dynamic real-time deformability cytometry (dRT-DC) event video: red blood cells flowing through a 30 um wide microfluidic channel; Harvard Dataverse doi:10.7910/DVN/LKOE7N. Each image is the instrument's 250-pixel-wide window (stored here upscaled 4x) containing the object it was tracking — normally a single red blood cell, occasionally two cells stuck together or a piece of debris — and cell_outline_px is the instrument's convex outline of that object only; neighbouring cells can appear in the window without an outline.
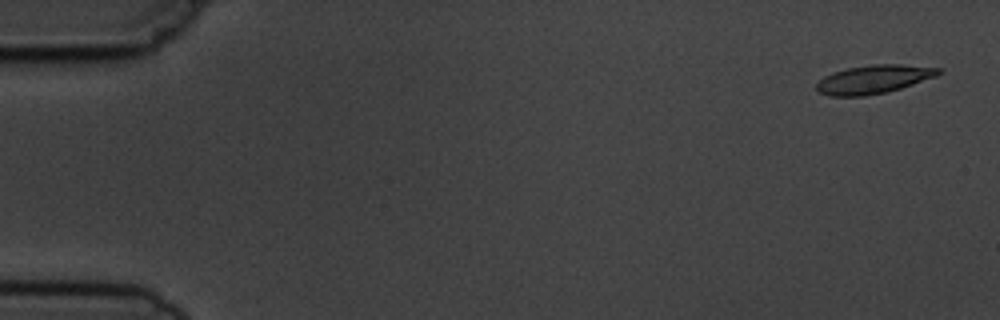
{"species": "common noctule bat (a hibernating species)", "species_latin": "Nyctalus noctula", "temperature_condition": "cold", "stored_images_in_passage": 5, "camera_frame_rate_fps": 3000, "um_per_image_px": 0.085, "animal": {"sex": "male", "body_mass_g": 19.5, "forearm_length_mm": 54.6}, "frame": {"image": 1, "passage_image": 1, "time_ms": 0.0, "image_size_px": [1000, 320], "cell_outline_px": [[940, 72], [936, 76], [900, 88], [884, 92], [864, 96], [828, 96], [820, 92], [816, 88], [816, 84], [824, 76], [832, 72], [848, 68], [872, 64], [900, 64], [940, 68]], "centroid_in_image_um": [74.22, 6.73], "position_along_channel_um": 10.8, "area_um2": 20.0}}